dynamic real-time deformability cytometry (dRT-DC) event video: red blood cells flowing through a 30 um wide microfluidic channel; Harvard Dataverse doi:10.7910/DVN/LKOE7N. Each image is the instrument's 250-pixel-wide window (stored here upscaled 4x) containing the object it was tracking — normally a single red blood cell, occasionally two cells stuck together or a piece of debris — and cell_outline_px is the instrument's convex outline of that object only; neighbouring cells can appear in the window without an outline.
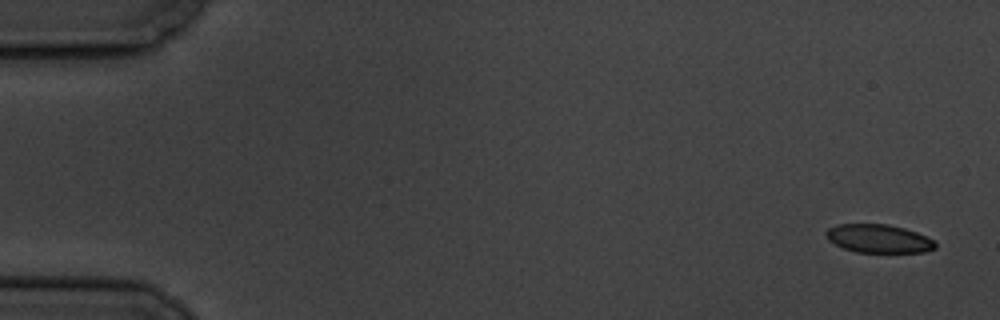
{"species": "common noctule bat (a hibernating species)", "species_latin": "Nyctalus noctula", "temperature_condition": "cold", "stored_images_in_passage": 7, "camera_frame_rate_fps": 3000, "um_per_image_px": 0.085, "animal": {"sex": "male", "body_mass_g": 19.5, "forearm_length_mm": 54.6}, "frame": {"image": 1, "passage_image": 1, "time_ms": 0.0, "image_size_px": [1000, 320], "cell_outline_px": [[936, 248], [924, 252], [856, 252], [844, 248], [828, 240], [824, 236], [824, 232], [828, 228], [836, 224], [888, 224], [904, 228], [916, 232], [932, 240], [936, 244]], "centroid_in_image_um": [74.63, 20.27], "position_along_channel_um": 10.4, "area_um2": 18.03}}
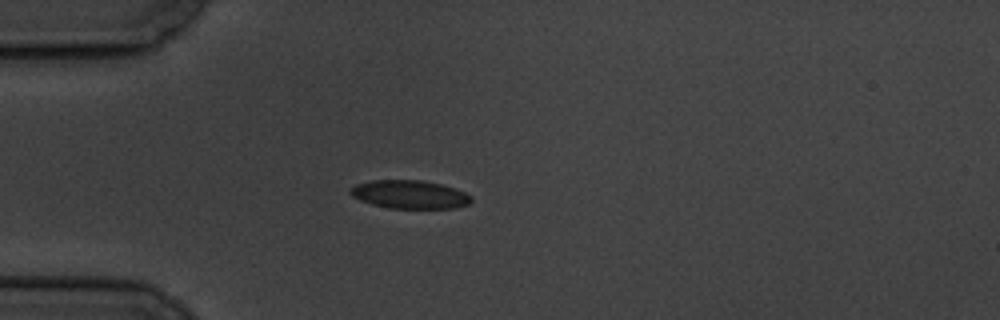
{"frame": {"image": 2, "passage_image": 5, "time_ms": 4.667, "image_size_px": [1000, 320], "cell_outline_px": [[472, 200], [468, 204], [452, 208], [388, 208], [372, 204], [360, 200], [352, 196], [348, 192], [356, 184], [372, 180], [420, 180], [440, 184], [456, 188], [472, 196]], "centroid_in_image_um": [34.82, 16.52], "position_along_channel_um": 50.2, "area_um2": 19.88}}
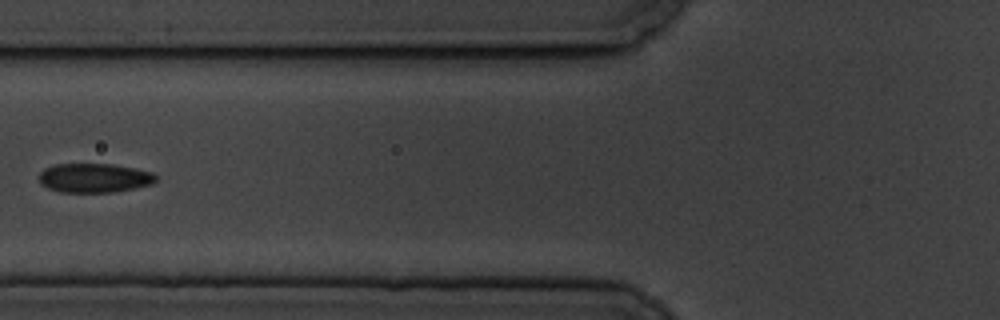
{"frame": {"image": 3, "passage_image": 7, "time_ms": 7.0, "image_size_px": [1000, 320], "cell_outline_px": [[156, 180], [152, 184], [112, 192], [60, 192], [48, 188], [40, 184], [40, 172], [44, 168], [56, 164], [112, 164], [136, 168], [152, 172], [156, 176]], "centroid_in_image_um": [8.0, 15.12], "position_along_channel_um": 117.8, "area_um2": 19.83}}